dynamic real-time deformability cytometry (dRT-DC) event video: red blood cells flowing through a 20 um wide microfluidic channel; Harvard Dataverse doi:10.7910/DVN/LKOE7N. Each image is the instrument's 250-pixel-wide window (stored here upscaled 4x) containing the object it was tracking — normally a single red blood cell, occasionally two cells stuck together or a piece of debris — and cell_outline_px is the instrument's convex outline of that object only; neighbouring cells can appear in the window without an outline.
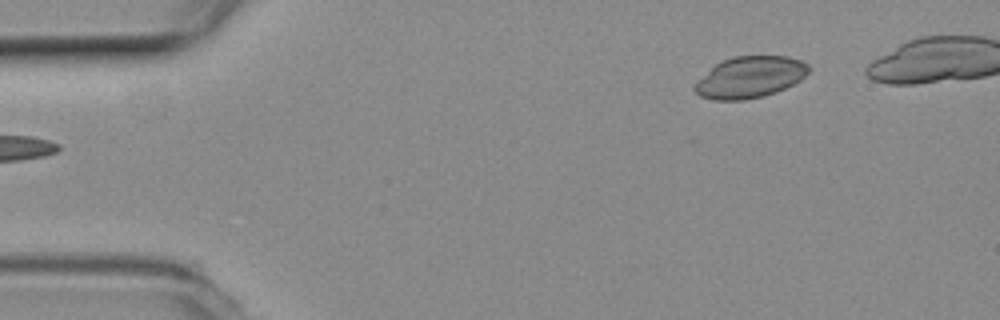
{"species": "common noctule bat (a hibernating species)", "species_latin": "Nyctalus noctula", "temperature_condition": "room temperature", "stored_images_in_passage": 41, "camera_frame_rate_fps": 3000, "um_per_image_px": 0.085, "animal": {"sex": "female", "body_mass_g": 19.3, "forearm_length_mm": 54.1}, "frame": {"image": 1, "passage_image": 1, "time_ms": 0.0, "image_size_px": [1000, 320], "cell_outline_px": [[812, 68], [800, 80], [784, 88], [764, 96], [744, 100], [716, 100], [700, 96], [692, 88], [716, 64], [732, 56], [788, 56], [800, 60], [808, 64]], "centroid_in_image_um": [63.78, 6.56], "position_along_channel_um": 21.2, "area_um2": 27.17}}
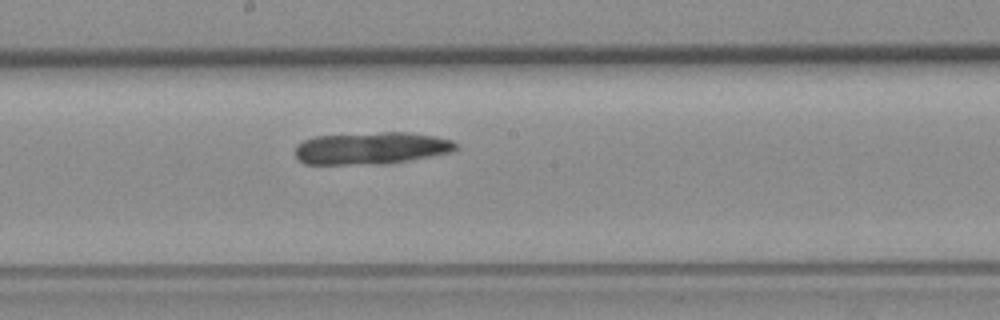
{"frame": {"image": 2, "passage_image": 23, "time_ms": 7.333, "image_size_px": [1000, 320], "cell_outline_px": [[456, 148], [448, 152], [428, 156], [384, 164], [304, 164], [296, 156], [296, 144], [304, 140], [316, 136], [384, 132], [408, 132], [436, 136], [452, 140], [456, 144]], "centroid_in_image_um": [31.51, 12.59], "position_along_channel_um": 216.7, "area_um2": 29.77}}
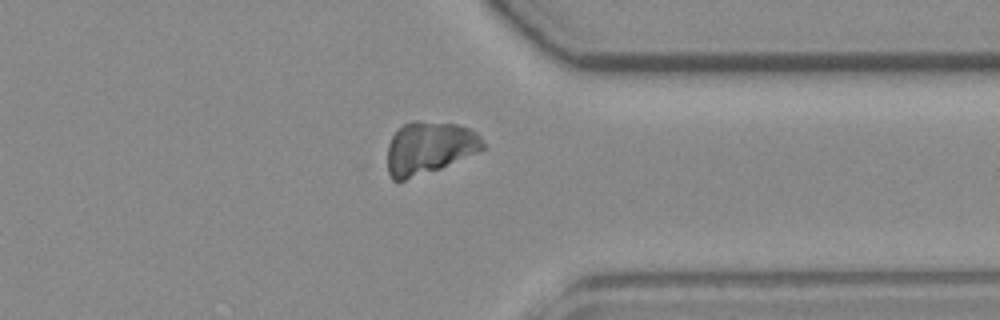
{"frame": {"image": 3, "passage_image": 36, "time_ms": 11.667, "image_size_px": [1000, 320], "cell_outline_px": [[484, 148], [440, 168], [404, 180], [392, 180], [388, 172], [388, 144], [392, 136], [404, 124], [412, 120], [420, 120], [456, 124], [468, 128], [476, 132], [480, 136], [484, 144]], "centroid_in_image_um": [36.45, 12.54], "position_along_channel_um": 374.9, "area_um2": 28.78}}